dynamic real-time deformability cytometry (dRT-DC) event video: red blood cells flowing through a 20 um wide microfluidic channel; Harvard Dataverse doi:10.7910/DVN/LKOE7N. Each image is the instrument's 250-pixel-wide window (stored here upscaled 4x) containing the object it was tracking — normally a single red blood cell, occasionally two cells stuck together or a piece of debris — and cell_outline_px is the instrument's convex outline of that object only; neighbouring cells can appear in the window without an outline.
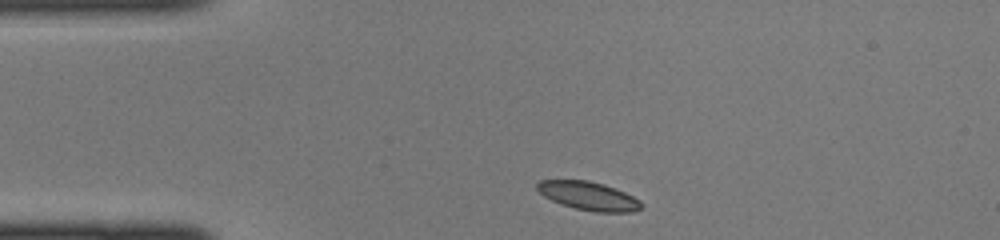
{"species": "common noctule bat (a hibernating species)", "species_latin": "Nyctalus noctula", "temperature_condition": "cold", "stored_images_in_passage": 36, "camera_frame_rate_fps": 3000, "um_per_image_px": 0.085, "animal": {"sex": "female", "body_mass_g": 22.0, "forearm_length_mm": 56.7}, "frame": {"image": 1, "passage_image": 1, "time_ms": 0.0, "image_size_px": [1000, 240], "cell_outline_px": [[644, 204], [640, 208], [632, 212], [596, 212], [576, 208], [560, 204], [544, 196], [536, 188], [536, 184], [540, 180], [588, 180], [604, 184], [624, 192], [640, 200]], "centroid_in_image_um": [50.03, 16.65], "position_along_channel_um": 35.0, "area_um2": 17.22}}
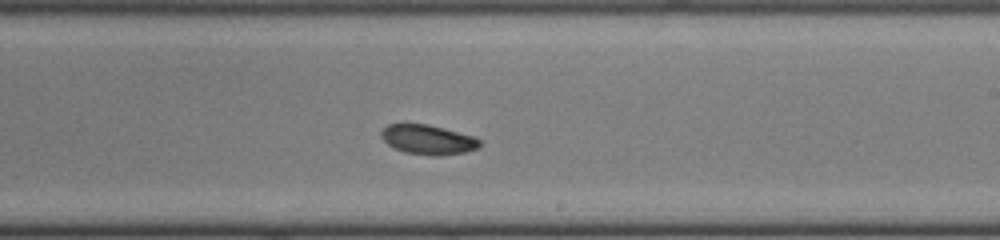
{"frame": {"image": 2, "passage_image": 18, "time_ms": 5.667, "image_size_px": [1000, 240], "cell_outline_px": [[480, 148], [464, 152], [440, 156], [432, 156], [404, 152], [392, 148], [380, 136], [380, 132], [388, 124], [424, 124], [472, 136], [480, 140]], "centroid_in_image_um": [36.34, 11.89], "position_along_channel_um": 252.7, "area_um2": 16.82}}
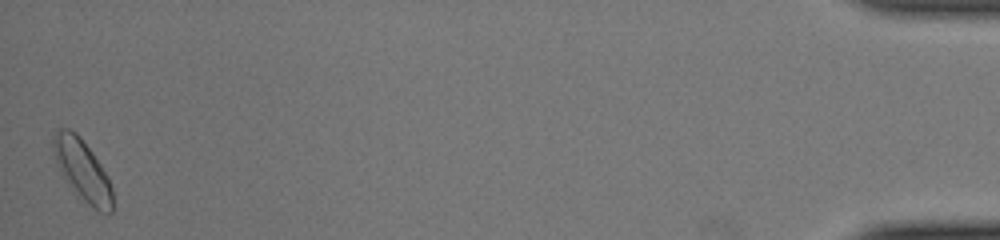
{"frame": {"image": 3, "passage_image": 36, "time_ms": 11.667, "image_size_px": [1000, 240], "cell_outline_px": [[112, 212], [100, 212], [76, 196], [72, 192], [64, 180], [56, 164], [52, 148], [52, 140], [56, 132], [60, 128], [68, 128], [76, 132], [80, 136], [92, 152], [108, 176], [112, 188]], "centroid_in_image_um": [6.97, 14.47], "position_along_channel_um": 428.2, "area_um2": 21.39}}